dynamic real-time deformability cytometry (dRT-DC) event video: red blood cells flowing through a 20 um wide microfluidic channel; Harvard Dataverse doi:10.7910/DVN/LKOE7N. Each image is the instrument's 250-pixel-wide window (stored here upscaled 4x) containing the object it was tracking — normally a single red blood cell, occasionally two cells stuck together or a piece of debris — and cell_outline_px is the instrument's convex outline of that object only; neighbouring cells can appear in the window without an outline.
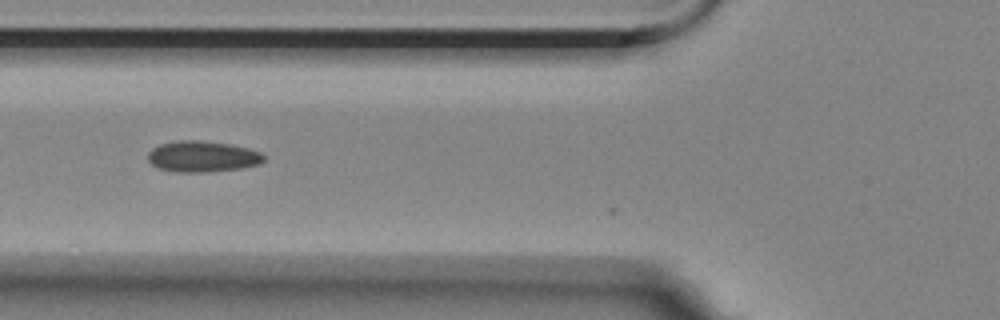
{"species": "Egyptian fruit bat (a non-hibernating species)", "species_latin": "Rousettus aegyptiacus", "temperature_condition": "room temperature", "stored_images_in_passage": 4, "camera_frame_rate_fps": 3000, "um_per_image_px": 0.085, "animal": {"sex": "female"}, "frame": {"image": 1, "passage_image": 3, "time_ms": 0.667, "image_size_px": [1000, 320], "cell_outline_px": [[264, 160], [260, 164], [240, 168], [200, 172], [180, 172], [160, 168], [152, 164], [148, 160], [148, 152], [152, 148], [160, 144], [180, 140], [200, 140], [228, 144], [248, 148], [260, 152], [264, 156]], "centroid_in_image_um": [17.2, 13.29], "position_along_channel_um": 108.6, "area_um2": 20.69}}